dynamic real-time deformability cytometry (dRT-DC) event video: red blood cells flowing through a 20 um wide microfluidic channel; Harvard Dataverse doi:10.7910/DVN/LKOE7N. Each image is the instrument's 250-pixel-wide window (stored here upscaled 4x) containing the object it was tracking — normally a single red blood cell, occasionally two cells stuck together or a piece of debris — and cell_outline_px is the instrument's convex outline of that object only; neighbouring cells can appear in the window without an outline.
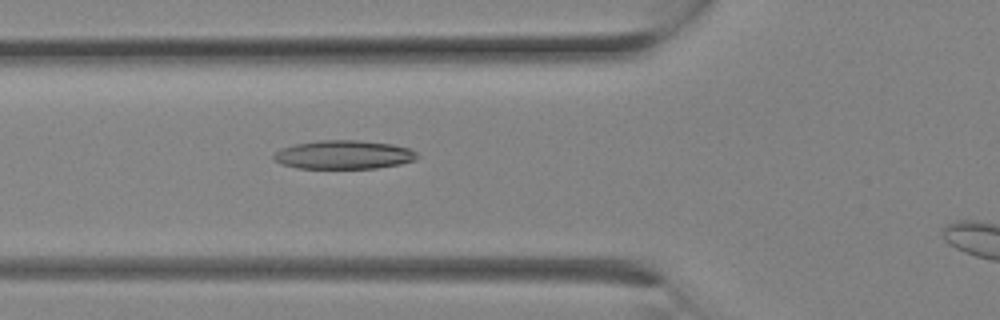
{"species": "Egyptian fruit bat (a non-hibernating species)", "species_latin": "Rousettus aegyptiacus", "temperature_condition": "room temperature", "stored_images_in_passage": 6, "camera_frame_rate_fps": 3000, "um_per_image_px": 0.085, "animal": {"sex": "female"}, "frame": {"image": 1, "passage_image": 6, "time_ms": 1.667, "image_size_px": [1000, 320], "cell_outline_px": [[416, 160], [400, 164], [376, 168], [296, 168], [280, 164], [272, 160], [272, 156], [280, 148], [296, 144], [320, 140], [360, 140], [392, 144], [408, 148], [416, 152]], "centroid_in_image_um": [29.17, 13.15], "position_along_channel_um": 96.6, "area_um2": 24.04}}